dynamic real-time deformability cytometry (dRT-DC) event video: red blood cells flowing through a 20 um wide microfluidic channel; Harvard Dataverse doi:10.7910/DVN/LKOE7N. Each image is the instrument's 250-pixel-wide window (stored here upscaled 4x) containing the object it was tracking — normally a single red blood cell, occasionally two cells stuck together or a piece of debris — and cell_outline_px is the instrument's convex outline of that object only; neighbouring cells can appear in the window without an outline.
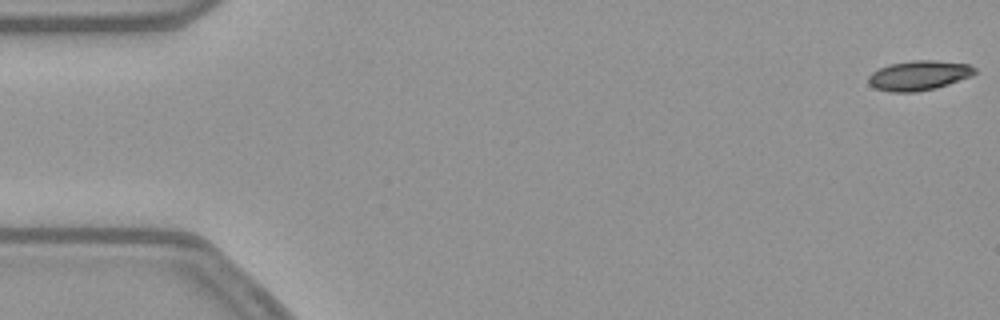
{"species": "common noctule bat (a hibernating species)", "species_latin": "Nyctalus noctula", "temperature_condition": "warm", "stored_images_in_passage": 54, "camera_frame_rate_fps": 3000, "um_per_image_px": 0.085, "animal": {"sex": "female", "body_mass_g": 21.9}, "frame": {"image": 1, "passage_image": 1, "time_ms": 0.0, "image_size_px": [1000, 320], "cell_outline_px": [[976, 72], [972, 76], [936, 88], [916, 92], [892, 92], [876, 88], [868, 84], [868, 76], [872, 72], [888, 64], [912, 60], [932, 60], [968, 64], [976, 68]], "centroid_in_image_um": [78.09, 6.41], "position_along_channel_um": 6.9, "area_um2": 18.44}}
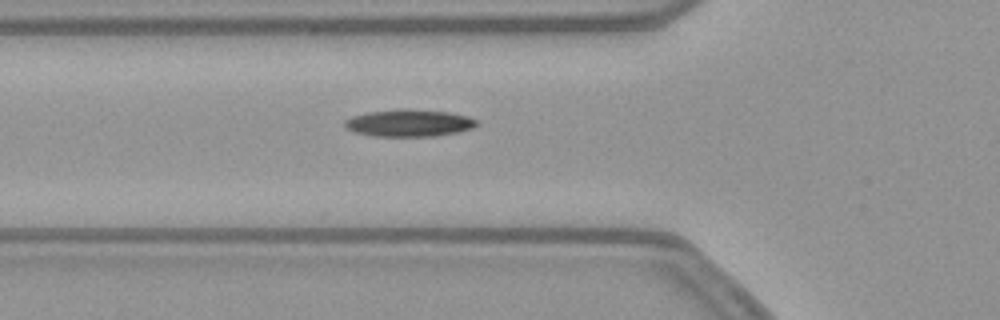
{"frame": {"image": 2, "passage_image": 19, "time_ms": 6.0, "image_size_px": [1000, 320], "cell_outline_px": [[480, 124], [472, 128], [456, 132], [432, 136], [376, 136], [356, 132], [348, 128], [344, 124], [344, 120], [352, 116], [368, 112], [404, 108], [448, 112], [468, 116], [476, 120]], "centroid_in_image_um": [34.78, 10.44], "position_along_channel_um": 91.0, "area_um2": 20.69}}
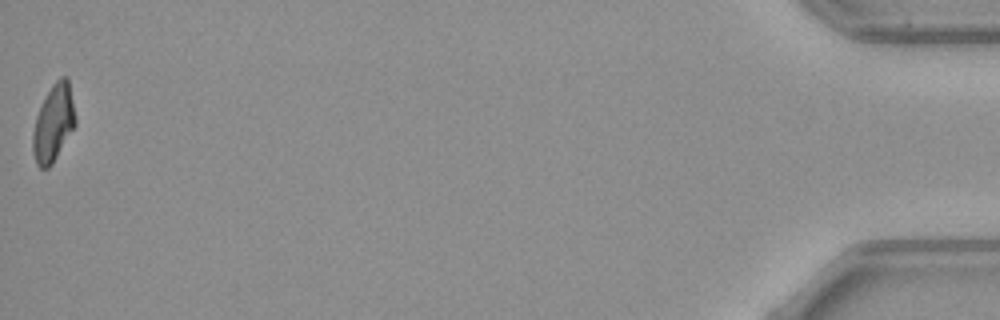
{"frame": {"image": 3, "passage_image": 54, "time_ms": 17.667, "image_size_px": [1000, 320], "cell_outline_px": [[76, 124], [52, 164], [48, 168], [40, 168], [36, 164], [32, 152], [32, 132], [36, 116], [52, 84], [60, 76], [68, 76], [76, 120]], "centroid_in_image_um": [4.53, 10.47], "position_along_channel_um": 430.7, "area_um2": 19.02}, "authors_computed_cell_mechanics": {"area_um2": 19.5364, "velocity_mm_per_s": 3.8202, "shape_relaxation_time_tau1_ms": 11.0136, "shape_relaxation_time_tau2_ms": 10.4641, "deformation_change_tau1": 0.2667, "deformation_change_tau2": 0.1988}}